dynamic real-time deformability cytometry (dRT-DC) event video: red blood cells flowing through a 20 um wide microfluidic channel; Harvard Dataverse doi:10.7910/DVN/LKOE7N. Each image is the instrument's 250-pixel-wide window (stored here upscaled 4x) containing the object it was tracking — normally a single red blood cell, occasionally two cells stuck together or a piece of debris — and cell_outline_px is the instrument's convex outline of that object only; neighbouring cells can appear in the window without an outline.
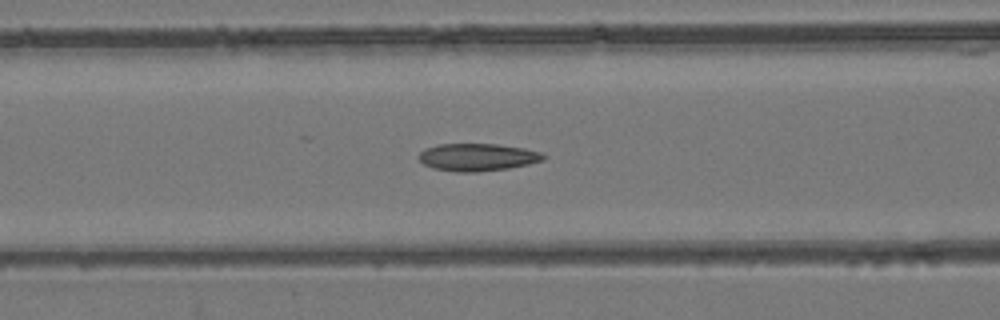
{"species": "common noctule bat (a hibernating species)", "species_latin": "Nyctalus noctula", "temperature_condition": "room temperature", "stored_images_in_passage": 41, "segment_of_instrument_passage": [1, 2], "camera_frame_rate_fps": 3000, "um_per_image_px": 0.085, "animal": {"sex": "female", "body_mass_g": 24.6, "forearm_length_mm": 56.2}, "frame": {"image": 1, "passage_image": 8, "time_ms": 2.333, "image_size_px": [1000, 320], "cell_outline_px": [[548, 156], [544, 160], [528, 164], [508, 168], [476, 172], [456, 172], [432, 168], [424, 164], [416, 156], [424, 148], [436, 144], [496, 144], [524, 148], [540, 152]], "centroid_in_image_um": [40.56, 13.36], "position_along_channel_um": 126.0, "area_um2": 20.11}}
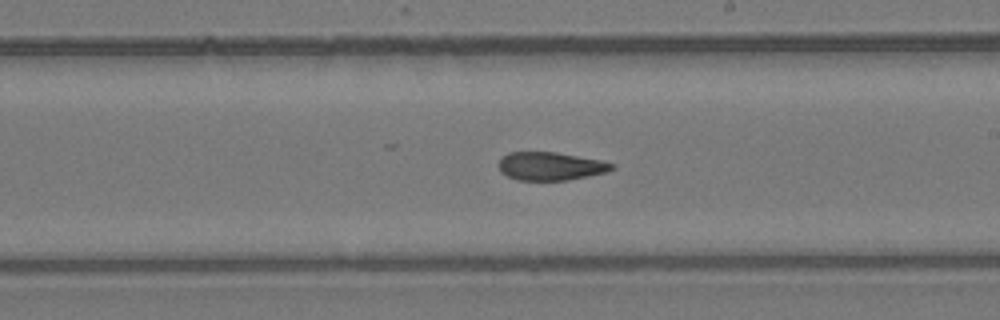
{"frame": {"image": 2, "passage_image": 17, "time_ms": 5.333, "image_size_px": [1000, 320], "cell_outline_px": [[616, 168], [608, 172], [568, 180], [516, 180], [500, 172], [496, 164], [500, 156], [508, 152], [556, 152], [600, 160], [616, 164]], "centroid_in_image_um": [46.76, 14.12], "position_along_channel_um": 242.2, "area_um2": 18.96}}
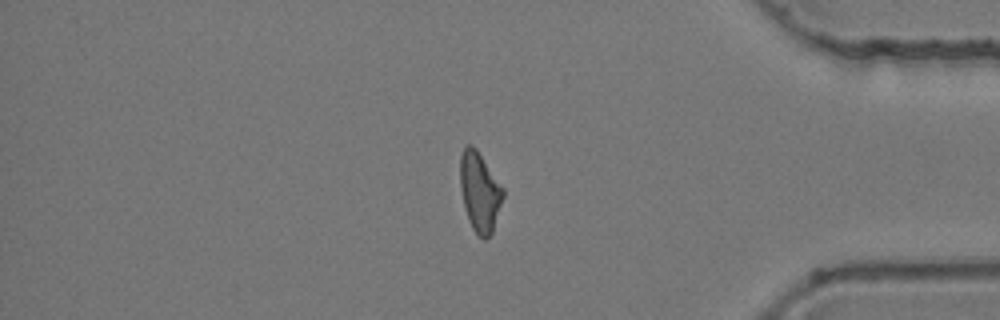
{"frame": {"image": 3, "passage_image": 31, "time_ms": 10.0, "image_size_px": [1000, 320], "cell_outline_px": [[504, 196], [492, 232], [484, 240], [472, 228], [468, 220], [464, 208], [460, 188], [460, 156], [464, 144], [472, 144], [476, 148], [504, 188]], "centroid_in_image_um": [40.76, 16.27], "position_along_channel_um": 394.4, "area_um2": 20.0}}